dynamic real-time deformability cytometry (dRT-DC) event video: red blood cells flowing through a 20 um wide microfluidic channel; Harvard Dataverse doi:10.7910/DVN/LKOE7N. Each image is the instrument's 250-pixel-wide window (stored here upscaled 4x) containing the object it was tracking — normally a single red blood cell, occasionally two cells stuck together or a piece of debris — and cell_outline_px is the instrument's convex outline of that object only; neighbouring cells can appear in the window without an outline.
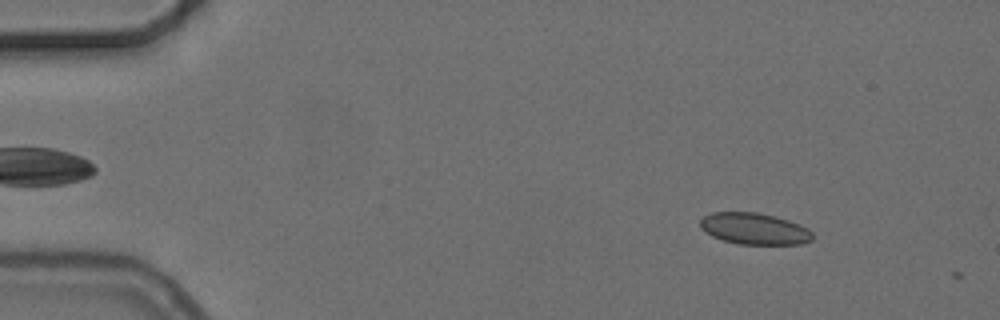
{"species": "common noctule bat (a hibernating species)", "species_latin": "Nyctalus noctula", "temperature_condition": "cold", "stored_images_in_passage": 2, "camera_frame_rate_fps": 3000, "um_per_image_px": 0.085, "animal": {"sex": "female", "body_mass_g": 24.6, "forearm_length_mm": 56.2}, "frame": {"image": 1, "passage_image": 1, "time_ms": 0.0, "image_size_px": [1000, 320], "cell_outline_px": [[812, 240], [800, 244], [740, 244], [724, 240], [712, 236], [700, 228], [700, 220], [704, 216], [712, 212], [756, 212], [788, 220], [800, 224], [808, 228], [812, 232]], "centroid_in_image_um": [64.11, 19.44], "position_along_channel_um": 20.9, "area_um2": 20.52}}